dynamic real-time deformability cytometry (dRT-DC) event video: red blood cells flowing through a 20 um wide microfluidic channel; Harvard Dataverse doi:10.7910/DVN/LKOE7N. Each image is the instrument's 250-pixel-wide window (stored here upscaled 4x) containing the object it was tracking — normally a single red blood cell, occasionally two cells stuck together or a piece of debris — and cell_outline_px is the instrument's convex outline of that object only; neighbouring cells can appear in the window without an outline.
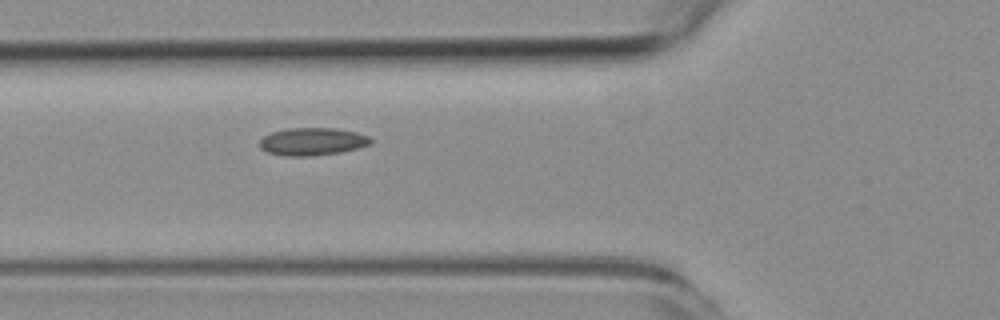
{"species": "common noctule bat (a hibernating species)", "species_latin": "Nyctalus noctula", "temperature_condition": "room temperature", "stored_images_in_passage": 5, "camera_frame_rate_fps": 3000, "um_per_image_px": 0.085, "animal": {"sex": "female", "body_mass_g": 19.3, "forearm_length_mm": 54.1}, "frame": {"image": 1, "passage_image": 5, "time_ms": 4.667, "image_size_px": [1000, 320], "cell_outline_px": [[372, 144], [340, 152], [312, 156], [284, 156], [268, 152], [260, 148], [260, 140], [264, 136], [272, 132], [288, 128], [332, 128], [356, 132], [368, 136], [372, 140]], "centroid_in_image_um": [26.54, 12.03], "position_along_channel_um": 99.3, "area_um2": 17.8}}